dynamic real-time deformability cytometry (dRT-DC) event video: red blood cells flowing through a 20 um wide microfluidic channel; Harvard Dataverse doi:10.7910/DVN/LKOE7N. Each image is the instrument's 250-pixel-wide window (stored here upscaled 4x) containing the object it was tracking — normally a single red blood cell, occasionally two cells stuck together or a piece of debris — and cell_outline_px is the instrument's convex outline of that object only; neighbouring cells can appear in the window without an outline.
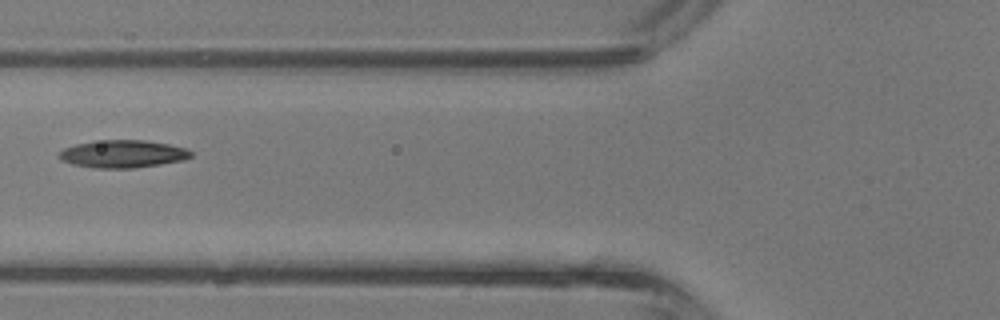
{"species": "common noctule bat (a hibernating species)", "species_latin": "Nyctalus noctula", "temperature_condition": "room temperature", "stored_images_in_passage": 5, "camera_frame_rate_fps": 3000, "um_per_image_px": 0.085, "animal": {"sex": "male", "body_mass_g": 13.3}, "frame": {"image": 1, "passage_image": 5, "time_ms": 1.333, "image_size_px": [1000, 320], "cell_outline_px": [[192, 156], [184, 160], [160, 164], [132, 168], [96, 168], [72, 164], [60, 160], [56, 156], [64, 148], [76, 144], [92, 140], [144, 140], [168, 144], [184, 148], [192, 152]], "centroid_in_image_um": [10.39, 13.08], "position_along_channel_um": 115.4, "area_um2": 21.27}}